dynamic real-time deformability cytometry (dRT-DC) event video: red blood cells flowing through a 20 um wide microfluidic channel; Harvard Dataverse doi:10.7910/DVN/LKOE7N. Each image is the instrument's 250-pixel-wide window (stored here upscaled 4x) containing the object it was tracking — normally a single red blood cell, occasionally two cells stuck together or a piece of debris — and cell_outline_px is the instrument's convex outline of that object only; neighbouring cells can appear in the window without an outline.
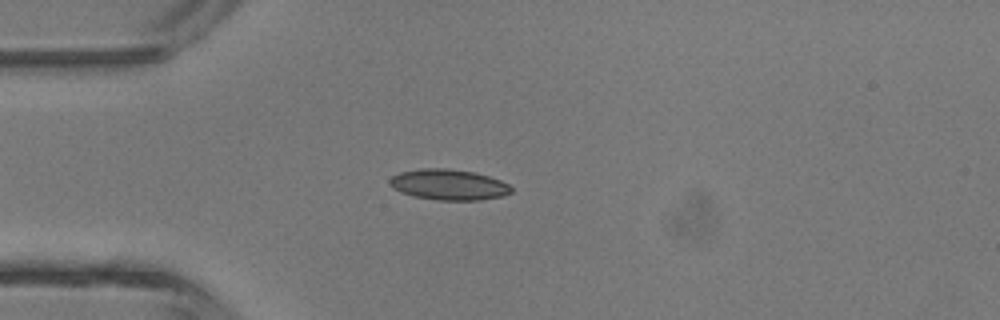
{"species": "common noctule bat (a hibernating species)", "species_latin": "Nyctalus noctula", "temperature_condition": "room temperature", "stored_images_in_passage": 1, "camera_frame_rate_fps": 3000, "um_per_image_px": 0.085, "animal": {"sex": "male", "body_mass_g": 13.3}, "frame": {"image": 1, "passage_image": 1, "time_ms": 0.0, "image_size_px": [1000, 320], "cell_outline_px": [[512, 192], [504, 196], [480, 200], [436, 200], [412, 196], [400, 192], [388, 184], [388, 180], [392, 176], [400, 172], [420, 168], [448, 168], [472, 172], [488, 176], [500, 180], [508, 184], [512, 188]], "centroid_in_image_um": [38.12, 15.7], "position_along_channel_um": 46.9, "area_um2": 21.91}}